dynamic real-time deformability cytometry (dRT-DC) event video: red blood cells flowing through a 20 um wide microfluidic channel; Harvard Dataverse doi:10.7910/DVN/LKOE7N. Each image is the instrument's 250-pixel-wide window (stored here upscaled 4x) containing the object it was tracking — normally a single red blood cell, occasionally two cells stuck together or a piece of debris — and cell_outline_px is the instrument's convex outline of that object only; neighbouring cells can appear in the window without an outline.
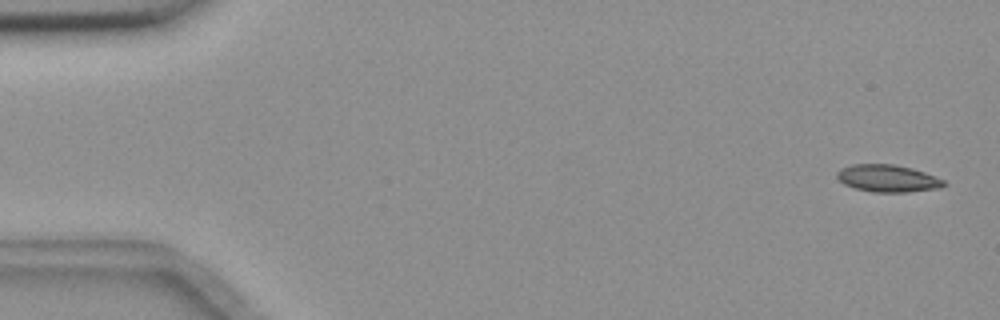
{"species": "common noctule bat (a hibernating species)", "species_latin": "Nyctalus noctula", "temperature_condition": "room temperature", "stored_images_in_passage": 6, "segment_of_instrument_passage": [1, 2], "camera_frame_rate_fps": 3000, "um_per_image_px": 0.085, "animal": {"sex": "female", "body_mass_g": 18.4}, "frame": {"image": 1, "passage_image": 1, "time_ms": 0.0, "image_size_px": [1000, 320], "cell_outline_px": [[948, 184], [940, 188], [908, 192], [872, 192], [856, 188], [844, 184], [836, 176], [836, 172], [840, 168], [852, 164], [896, 164], [912, 168], [924, 172], [944, 180]], "centroid_in_image_um": [75.46, 15.16], "position_along_channel_um": 9.5, "area_um2": 17.05}}